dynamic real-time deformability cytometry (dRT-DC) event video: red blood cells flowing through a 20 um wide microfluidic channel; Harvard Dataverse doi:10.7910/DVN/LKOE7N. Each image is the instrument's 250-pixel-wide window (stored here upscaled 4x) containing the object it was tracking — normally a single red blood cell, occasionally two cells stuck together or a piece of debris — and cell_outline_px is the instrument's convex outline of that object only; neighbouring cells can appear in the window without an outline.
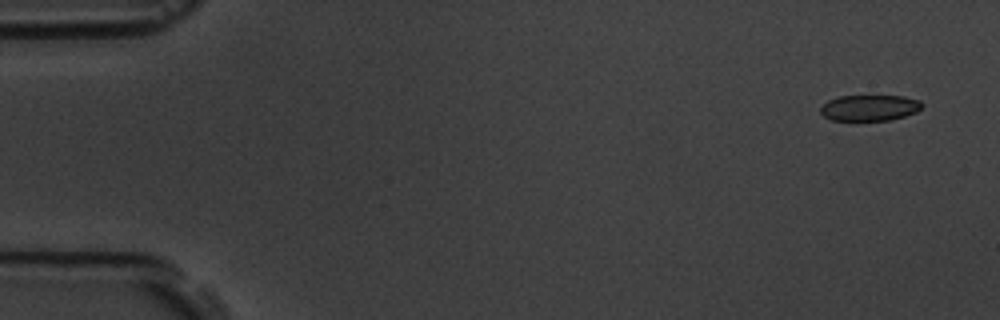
{"species": "common noctule bat (a hibernating species)", "species_latin": "Nyctalus noctula", "temperature_condition": "room temperature", "stored_images_in_passage": 5, "camera_frame_rate_fps": 3000, "um_per_image_px": 0.085, "animal": {"sex": "male", "body_mass_g": 19.5, "forearm_length_mm": 54.6}, "frame": {"image": 1, "passage_image": 1, "time_ms": 0.0, "image_size_px": [1000, 320], "cell_outline_px": [[924, 104], [916, 112], [904, 116], [888, 120], [832, 120], [824, 116], [820, 112], [820, 108], [828, 100], [840, 96], [904, 96], [920, 100]], "centroid_in_image_um": [73.92, 9.16], "position_along_channel_um": 11.1, "area_um2": 15.26}}
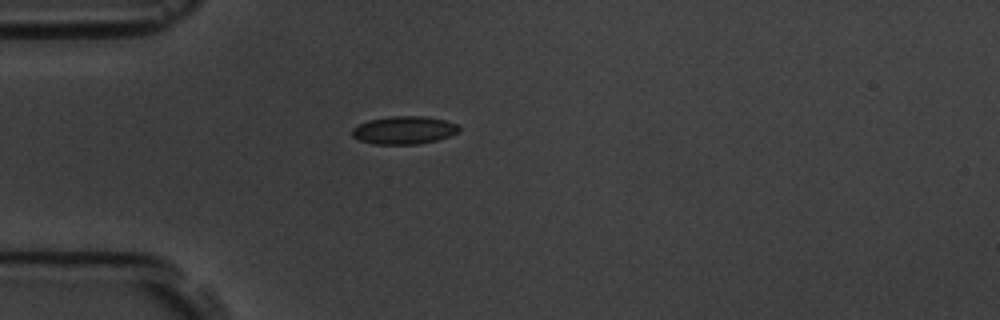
{"frame": {"image": 2, "passage_image": 4, "time_ms": 4.333, "image_size_px": [1000, 320], "cell_outline_px": [[460, 128], [456, 132], [448, 136], [436, 140], [416, 144], [372, 144], [360, 140], [352, 136], [352, 128], [360, 124], [372, 120], [392, 116], [424, 116], [444, 120], [456, 124]], "centroid_in_image_um": [34.32, 11.07], "position_along_channel_um": 50.7, "area_um2": 17.05}}